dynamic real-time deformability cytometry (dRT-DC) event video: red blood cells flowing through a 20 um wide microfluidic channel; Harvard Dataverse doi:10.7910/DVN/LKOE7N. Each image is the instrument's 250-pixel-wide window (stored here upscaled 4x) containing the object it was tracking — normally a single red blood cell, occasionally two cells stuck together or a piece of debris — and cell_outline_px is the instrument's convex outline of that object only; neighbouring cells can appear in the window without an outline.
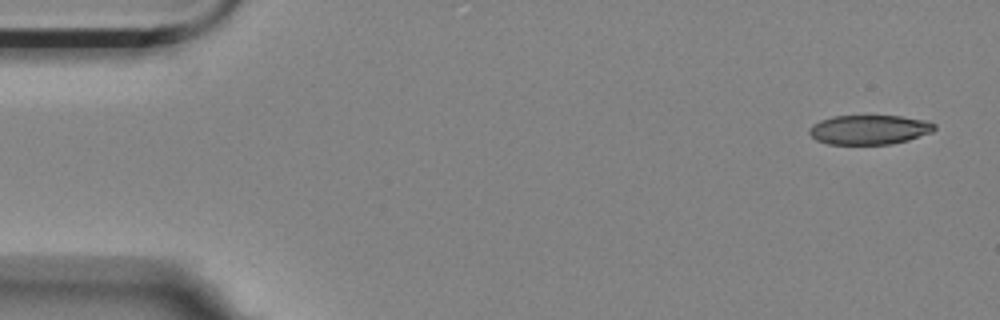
{"species": "Egyptian fruit bat (a non-hibernating species)", "species_latin": "Rousettus aegyptiacus", "temperature_condition": "room temperature", "stored_images_in_passage": 5, "camera_frame_rate_fps": 3000, "um_per_image_px": 0.085, "animal": {"sex": "female"}, "frame": {"image": 1, "passage_image": 1, "time_ms": 0.0, "image_size_px": [1000, 320], "cell_outline_px": [[936, 128], [932, 132], [908, 140], [892, 144], [828, 144], [816, 140], [808, 132], [808, 128], [812, 124], [820, 120], [832, 116], [900, 116], [924, 120], [936, 124]], "centroid_in_image_um": [73.87, 11.02], "position_along_channel_um": 11.1, "area_um2": 21.56}}